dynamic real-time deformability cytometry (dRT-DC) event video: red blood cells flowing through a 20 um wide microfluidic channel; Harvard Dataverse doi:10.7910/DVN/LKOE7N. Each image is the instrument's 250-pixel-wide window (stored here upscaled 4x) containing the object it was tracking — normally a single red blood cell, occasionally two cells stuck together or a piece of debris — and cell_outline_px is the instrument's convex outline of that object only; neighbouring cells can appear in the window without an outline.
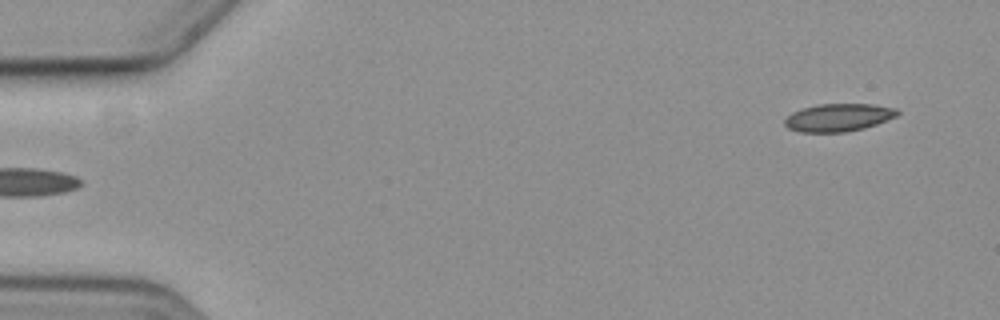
{"species": "common noctule bat (a hibernating species)", "species_latin": "Nyctalus noctula", "temperature_condition": "cold", "stored_images_in_passage": 5, "segment_of_instrument_passage": [2, 2], "camera_frame_rate_fps": 3000, "um_per_image_px": 0.085, "animal": {"sex": "female", "body_mass_g": 19.3, "forearm_length_mm": 54.1}, "frame": {"image": 1, "passage_image": 5, "time_ms": 4.667, "image_size_px": [1000, 320], "cell_outline_px": [[900, 112], [896, 116], [876, 124], [864, 128], [848, 132], [800, 132], [788, 128], [784, 124], [784, 120], [792, 112], [816, 104], [872, 104], [896, 108]], "centroid_in_image_um": [71.26, 9.99], "position_along_channel_um": 13.7, "area_um2": 18.21}}